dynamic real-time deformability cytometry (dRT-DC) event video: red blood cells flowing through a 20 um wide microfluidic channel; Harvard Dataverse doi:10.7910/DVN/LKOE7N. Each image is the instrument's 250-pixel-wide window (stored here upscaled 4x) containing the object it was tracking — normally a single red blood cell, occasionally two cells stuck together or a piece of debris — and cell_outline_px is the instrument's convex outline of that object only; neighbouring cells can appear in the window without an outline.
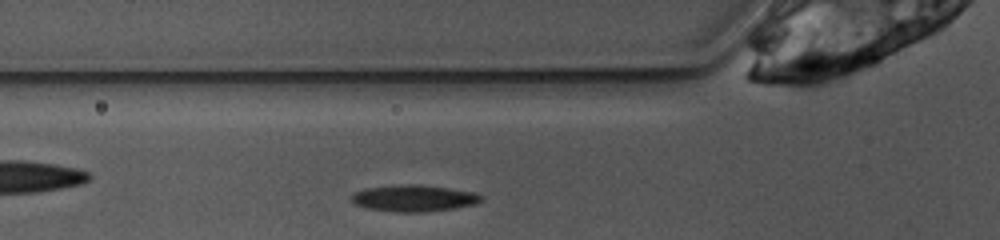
{"species": "common noctule bat (a hibernating species)", "species_latin": "Nyctalus noctula", "temperature_condition": "warm", "stored_images_in_passage": 34, "camera_frame_rate_fps": 3000, "um_per_image_px": 0.085, "animal": {"sex": "female", "body_mass_g": 10.0, "forearm_length_mm": 53.1}, "frame": {"image": 1, "passage_image": 2, "time_ms": 0.333, "image_size_px": [1000, 240], "cell_outline_px": [[484, 200], [476, 204], [456, 208], [424, 212], [392, 212], [364, 208], [356, 204], [352, 200], [352, 196], [356, 192], [364, 188], [396, 184], [420, 184], [476, 192], [484, 196]], "centroid_in_image_um": [35.22, 16.85], "position_along_channel_um": 90.6, "area_um2": 20.46}}
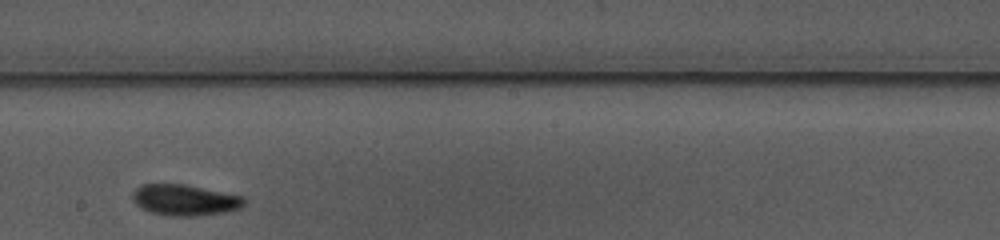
{"frame": {"image": 2, "passage_image": 13, "time_ms": 4.0, "image_size_px": [1000, 240], "cell_outline_px": [[248, 200], [240, 208], [224, 212], [200, 216], [172, 216], [152, 212], [140, 208], [132, 200], [132, 192], [136, 188], [144, 184], [184, 184], [244, 196]], "centroid_in_image_um": [15.72, 17.0], "position_along_channel_um": 232.5, "area_um2": 20.29}}
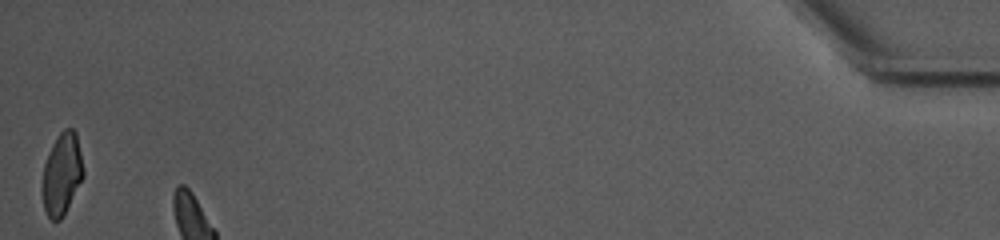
{"frame": {"image": 3, "passage_image": 34, "time_ms": 11.0, "image_size_px": [1000, 240], "cell_outline_px": [[84, 176], [64, 216], [60, 220], [52, 220], [48, 216], [44, 208], [40, 188], [44, 164], [48, 152], [52, 144], [60, 132], [64, 128], [72, 128], [76, 132], [84, 172]], "centroid_in_image_um": [5.24, 14.81], "position_along_channel_um": 430.0, "area_um2": 19.88}}